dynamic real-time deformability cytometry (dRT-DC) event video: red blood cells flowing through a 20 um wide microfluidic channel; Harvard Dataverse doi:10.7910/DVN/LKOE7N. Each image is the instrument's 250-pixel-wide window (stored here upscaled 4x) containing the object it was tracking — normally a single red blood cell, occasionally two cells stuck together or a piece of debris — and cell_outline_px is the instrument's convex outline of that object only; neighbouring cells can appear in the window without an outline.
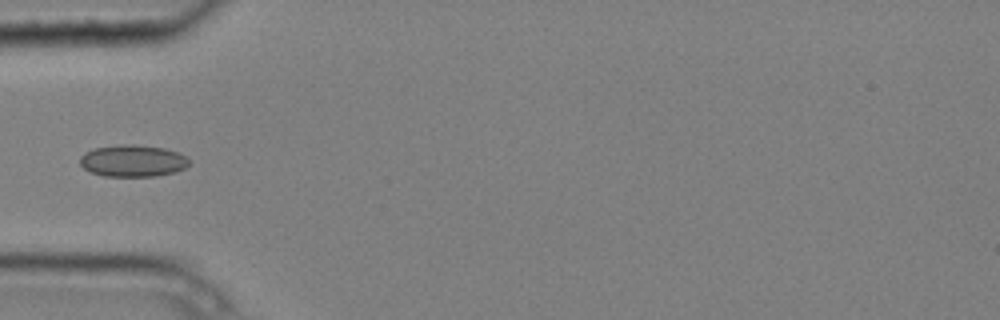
{"species": "common noctule bat (a hibernating species)", "species_latin": "Nyctalus noctula", "temperature_condition": "cold", "stored_images_in_passage": 7, "camera_frame_rate_fps": 3000, "um_per_image_px": 0.085, "animal": {"sex": "male", "body_mass_g": 20.4}, "frame": {"image": 1, "passage_image": 5, "time_ms": 1.333, "image_size_px": [1000, 320], "cell_outline_px": [[188, 164], [184, 168], [176, 172], [156, 176], [104, 176], [92, 172], [84, 168], [80, 164], [80, 156], [84, 152], [96, 148], [132, 144], [164, 148], [176, 152], [184, 156], [188, 160]], "centroid_in_image_um": [11.27, 13.68], "position_along_channel_um": 73.7, "area_um2": 19.94}}
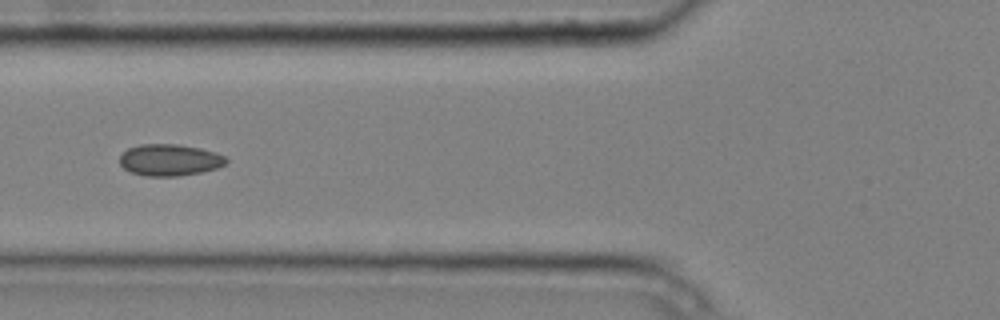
{"frame": {"image": 2, "passage_image": 6, "time_ms": 1.667, "image_size_px": [1000, 320], "cell_outline_px": [[228, 160], [224, 164], [216, 168], [200, 172], [180, 176], [144, 176], [132, 172], [124, 168], [120, 164], [120, 156], [128, 148], [140, 144], [180, 144], [200, 148], [216, 152], [224, 156]], "centroid_in_image_um": [14.41, 13.59], "position_along_channel_um": 111.4, "area_um2": 19.59}}
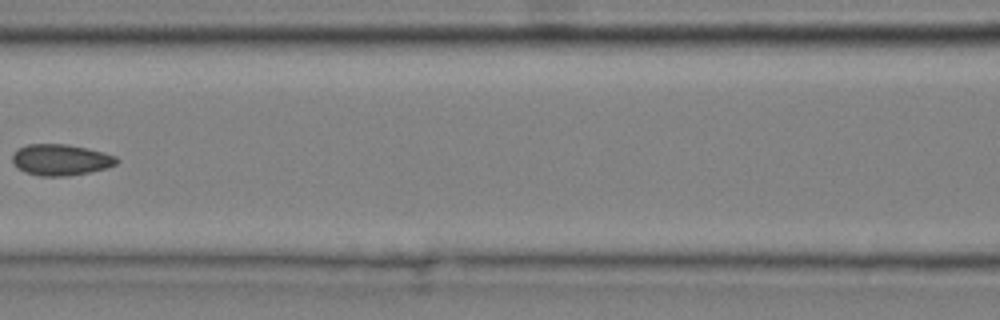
{"frame": {"image": 3, "passage_image": 7, "time_ms": 2.0, "image_size_px": [1000, 320], "cell_outline_px": [[120, 160], [116, 164], [108, 168], [68, 176], [40, 176], [24, 172], [12, 160], [12, 156], [20, 148], [28, 144], [68, 144], [88, 148], [104, 152], [116, 156]], "centroid_in_image_um": [5.22, 13.58], "position_along_channel_um": 161.4, "area_um2": 18.9}}